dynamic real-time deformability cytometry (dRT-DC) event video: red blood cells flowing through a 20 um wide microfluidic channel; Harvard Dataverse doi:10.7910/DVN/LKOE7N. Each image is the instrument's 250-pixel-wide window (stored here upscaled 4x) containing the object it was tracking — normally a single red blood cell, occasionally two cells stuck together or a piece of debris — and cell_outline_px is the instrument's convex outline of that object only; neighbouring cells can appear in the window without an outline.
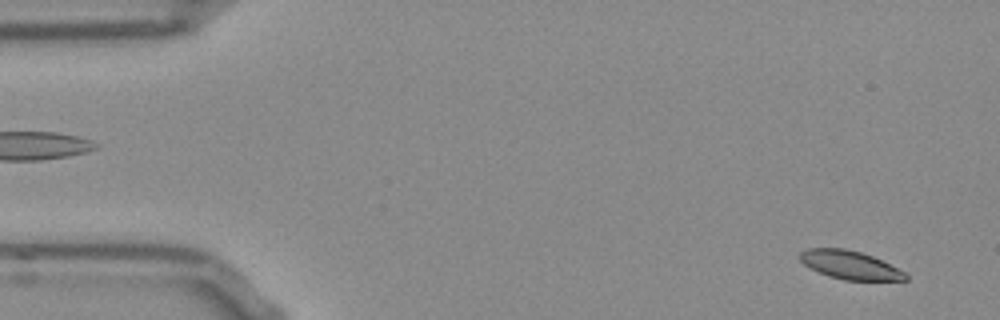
{"species": "Egyptian fruit bat (a non-hibernating species)", "species_latin": "Rousettus aegyptiacus", "temperature_condition": "room temperature", "stored_images_in_passage": 54, "segment_of_instrument_passage": [1, 2], "camera_frame_rate_fps": 3000, "um_per_image_px": 0.085, "frame": {"image": 1, "passage_image": 3, "time_ms": 0.667, "image_size_px": [1000, 320], "cell_outline_px": [[908, 280], [844, 280], [828, 276], [808, 268], [800, 260], [800, 252], [808, 248], [844, 248], [860, 252], [872, 256], [904, 272], [908, 276]], "centroid_in_image_um": [72.19, 22.52], "position_along_channel_um": 12.8, "area_um2": 17.34}}
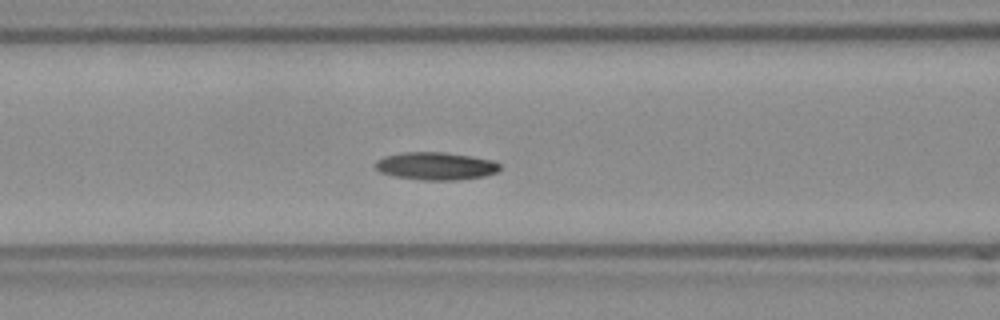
{"frame": {"image": 2, "passage_image": 21, "time_ms": 6.667, "image_size_px": [1000, 320], "cell_outline_px": [[500, 172], [484, 176], [456, 180], [424, 180], [396, 176], [380, 172], [376, 168], [376, 160], [384, 156], [404, 152], [444, 152], [472, 156], [492, 160], [500, 164]], "centroid_in_image_um": [37.08, 14.11], "position_along_channel_um": 129.5, "area_um2": 20.11}}
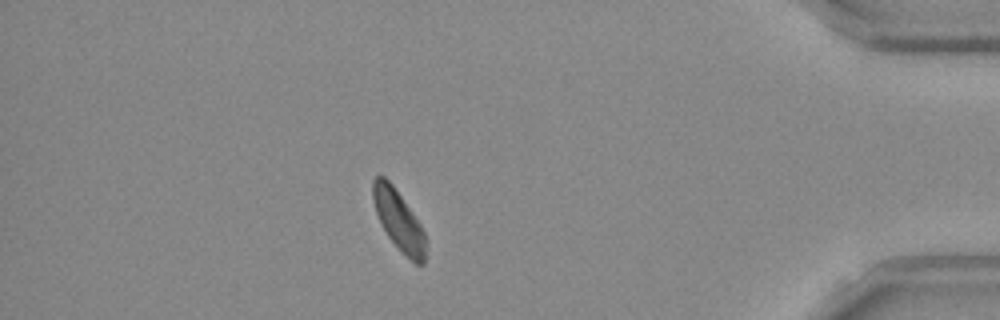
{"frame": {"image": 3, "passage_image": 46, "time_ms": 15.0, "image_size_px": [1000, 320], "cell_outline_px": [[424, 264], [416, 264], [388, 236], [376, 212], [372, 196], [372, 180], [376, 176], [384, 176], [392, 184], [420, 224], [424, 232]], "centroid_in_image_um": [33.85, 18.66], "position_along_channel_um": 401.3, "area_um2": 17.57}}